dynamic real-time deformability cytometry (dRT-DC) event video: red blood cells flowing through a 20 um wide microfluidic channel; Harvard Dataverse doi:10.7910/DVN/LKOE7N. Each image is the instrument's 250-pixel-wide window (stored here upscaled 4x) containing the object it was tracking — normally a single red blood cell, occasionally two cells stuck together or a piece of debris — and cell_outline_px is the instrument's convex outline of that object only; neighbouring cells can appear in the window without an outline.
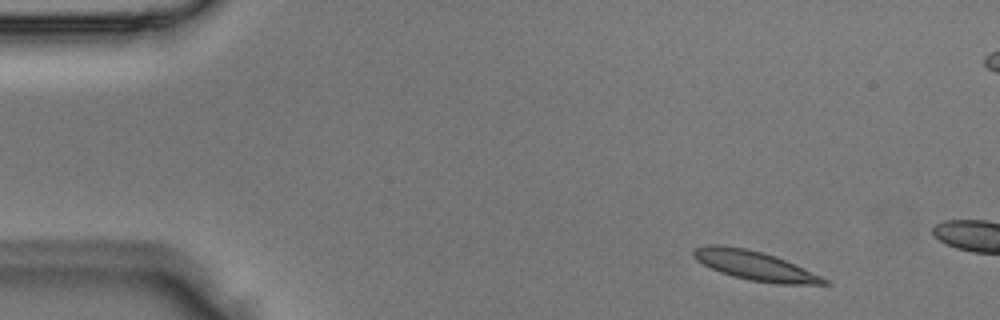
{"species": "Egyptian fruit bat (a non-hibernating species)", "species_latin": "Rousettus aegyptiacus", "temperature_condition": "room temperature", "stored_images_in_passage": 3, "camera_frame_rate_fps": 3000, "um_per_image_px": 0.085, "animal": {"sex": "male"}, "frame": {"image": 1, "passage_image": 1, "time_ms": 0.0, "image_size_px": [1000, 320], "cell_outline_px": [[832, 284], [776, 284], [752, 280], [732, 276], [720, 272], [696, 260], [692, 256], [692, 248], [704, 244], [720, 244], [744, 248], [764, 252], [776, 256], [820, 276], [828, 280]], "centroid_in_image_um": [64.09, 22.55], "position_along_channel_um": 20.9, "area_um2": 22.2}}